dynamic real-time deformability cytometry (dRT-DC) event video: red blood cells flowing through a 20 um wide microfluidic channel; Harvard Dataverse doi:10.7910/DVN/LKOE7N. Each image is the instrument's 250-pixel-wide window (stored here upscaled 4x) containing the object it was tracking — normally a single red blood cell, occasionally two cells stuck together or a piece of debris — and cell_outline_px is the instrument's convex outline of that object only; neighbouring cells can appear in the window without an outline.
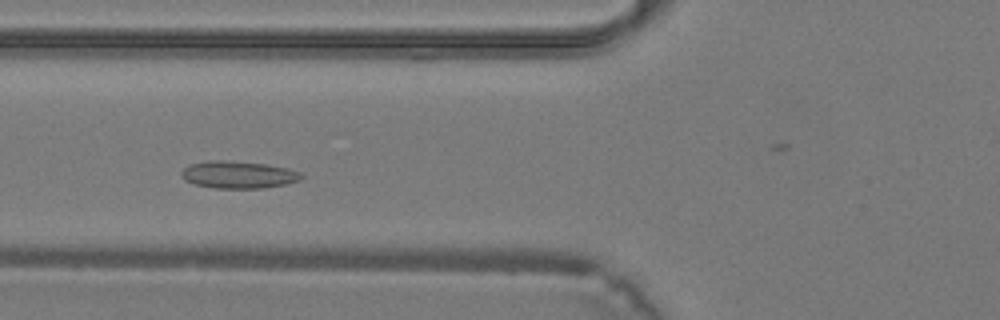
{"species": "common noctule bat (a hibernating species)", "species_latin": "Nyctalus noctula", "temperature_condition": "warm", "stored_images_in_passage": 28, "camera_frame_rate_fps": 3000, "um_per_image_px": 0.085, "animal": {"sex": "male", "body_mass_g": 19.2, "forearm_length_mm": 51.8}, "frame": {"image": 1, "passage_image": 3, "time_ms": 0.667, "image_size_px": [1000, 320], "cell_outline_px": [[304, 176], [300, 180], [284, 184], [260, 188], [212, 188], [196, 184], [184, 180], [180, 172], [188, 164], [208, 160], [224, 160], [264, 164], [288, 168], [300, 172]], "centroid_in_image_um": [20.22, 14.84], "position_along_channel_um": 105.6, "area_um2": 19.02}}
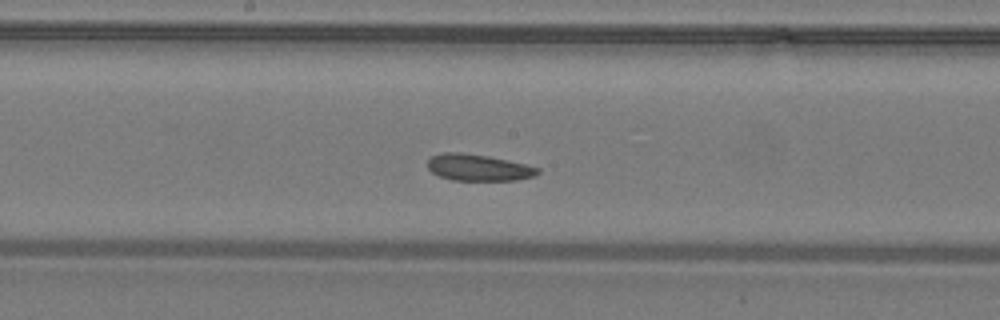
{"frame": {"image": 2, "passage_image": 9, "time_ms": 2.667, "image_size_px": [1000, 320], "cell_outline_px": [[540, 172], [536, 176], [516, 180], [452, 180], [440, 176], [432, 172], [428, 168], [428, 160], [432, 156], [440, 152], [460, 152], [488, 156], [524, 164], [540, 168]], "centroid_in_image_um": [40.66, 14.24], "position_along_channel_um": 207.5, "area_um2": 16.99}}
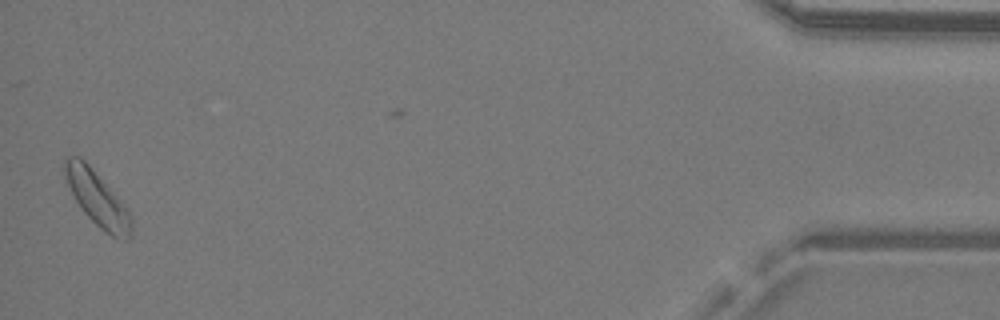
{"frame": {"image": 3, "passage_image": 27, "time_ms": 8.667, "image_size_px": [1000, 320], "cell_outline_px": [[132, 236], [128, 240], [124, 240], [112, 236], [100, 228], [84, 212], [76, 200], [64, 176], [64, 160], [68, 156], [80, 156], [88, 164], [128, 212], [132, 220]], "centroid_in_image_um": [8.25, 16.9], "position_along_channel_um": 426.9, "area_um2": 20.29}}